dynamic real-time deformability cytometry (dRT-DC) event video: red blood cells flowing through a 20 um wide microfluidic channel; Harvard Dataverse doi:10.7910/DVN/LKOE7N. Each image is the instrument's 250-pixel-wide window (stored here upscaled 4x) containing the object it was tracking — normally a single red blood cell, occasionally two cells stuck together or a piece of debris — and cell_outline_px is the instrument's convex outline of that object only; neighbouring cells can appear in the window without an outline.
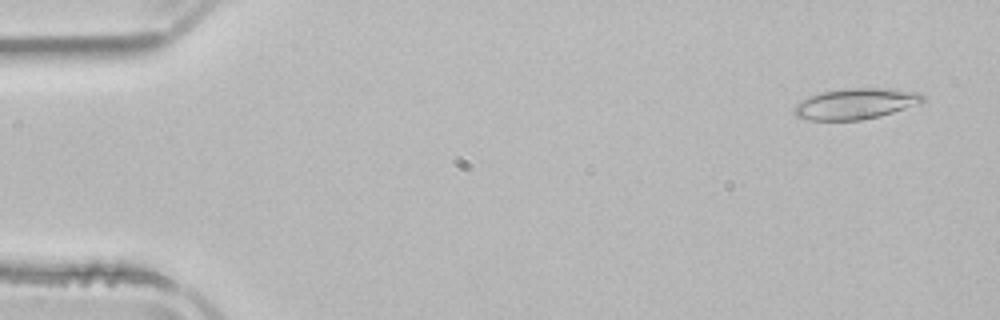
{"species": "common noctule bat (a hibernating species)", "species_latin": "Nyctalus noctula", "temperature_condition": "room temperature", "stored_images_in_passage": 3, "camera_frame_rate_fps": 3000, "um_per_image_px": 0.085, "animal": {"sex": "male", "body_mass_g": 21.5, "forearm_length_mm": 52.0}, "frame": {"image": 1, "passage_image": 1, "time_ms": 0.0, "image_size_px": [1000, 320], "cell_outline_px": [[924, 100], [920, 104], [880, 116], [860, 120], [808, 120], [796, 116], [792, 112], [792, 108], [796, 104], [820, 92], [848, 88], [888, 88], [920, 92], [924, 96]], "centroid_in_image_um": [72.75, 8.82], "position_along_channel_um": 12.2, "area_um2": 23.18}}
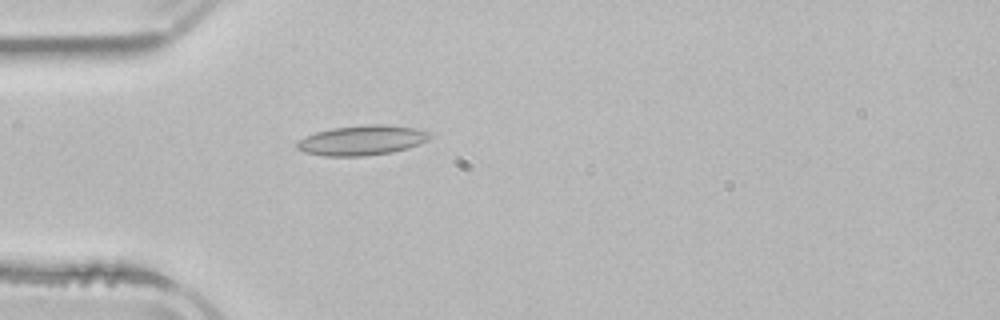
{"frame": {"image": 2, "passage_image": 3, "time_ms": 4.0, "image_size_px": [1000, 320], "cell_outline_px": [[432, 136], [428, 140], [408, 148], [392, 152], [364, 156], [324, 156], [304, 152], [296, 148], [296, 140], [304, 136], [316, 132], [332, 128], [368, 124], [384, 124], [416, 128], [428, 132]], "centroid_in_image_um": [30.73, 11.92], "position_along_channel_um": 54.3, "area_um2": 23.29}}